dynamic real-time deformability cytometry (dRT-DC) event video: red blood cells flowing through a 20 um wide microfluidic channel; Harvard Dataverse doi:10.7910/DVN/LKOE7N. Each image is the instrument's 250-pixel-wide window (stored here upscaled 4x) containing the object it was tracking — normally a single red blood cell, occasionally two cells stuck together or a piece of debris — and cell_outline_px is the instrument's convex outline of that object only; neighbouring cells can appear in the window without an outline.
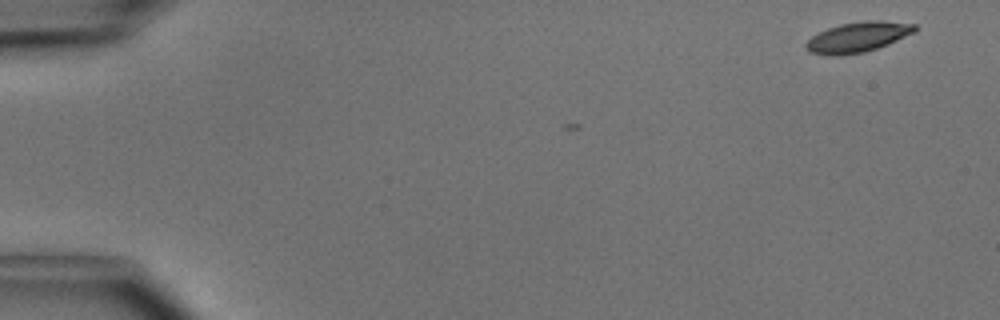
{"species": "common noctule bat (a hibernating species)", "species_latin": "Nyctalus noctula", "temperature_condition": "cold", "stored_images_in_passage": 2, "camera_frame_rate_fps": 3000, "um_per_image_px": 0.085, "animal": {"sex": "male", "body_mass_g": 15.6}, "frame": {"image": 1, "passage_image": 2, "time_ms": 0.333, "image_size_px": [1000, 320], "cell_outline_px": [[916, 32], [888, 44], [864, 52], [840, 56], [828, 56], [808, 52], [804, 48], [804, 44], [812, 36], [828, 28], [840, 24], [864, 20], [880, 20], [916, 24]], "centroid_in_image_um": [72.89, 3.16], "position_along_channel_um": 12.1, "area_um2": 19.36}}